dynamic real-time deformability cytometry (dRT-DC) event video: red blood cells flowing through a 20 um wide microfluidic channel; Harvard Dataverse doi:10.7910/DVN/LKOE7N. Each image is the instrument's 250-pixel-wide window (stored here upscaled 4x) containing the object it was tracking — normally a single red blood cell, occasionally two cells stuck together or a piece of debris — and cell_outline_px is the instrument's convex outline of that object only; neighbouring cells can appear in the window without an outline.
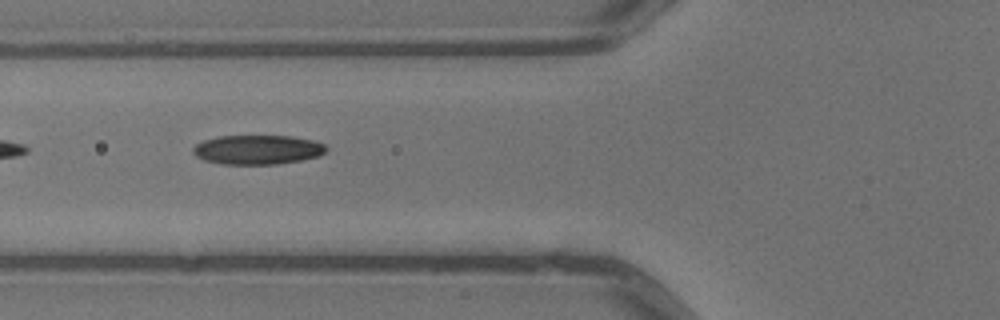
{"species": "common noctule bat (a hibernating species)", "species_latin": "Nyctalus noctula", "temperature_condition": "warm", "stored_images_in_passage": 7, "camera_frame_rate_fps": 3000, "um_per_image_px": 0.085, "animal": {"sex": "male", "body_mass_g": 13.3}, "frame": {"image": 1, "passage_image": 6, "time_ms": 1.667, "image_size_px": [1000, 320], "cell_outline_px": [[328, 148], [320, 156], [300, 160], [276, 164], [220, 164], [204, 160], [196, 156], [192, 152], [192, 148], [196, 144], [204, 140], [216, 136], [292, 136], [316, 140], [324, 144]], "centroid_in_image_um": [21.89, 12.72], "position_along_channel_um": 103.9, "area_um2": 22.95}}
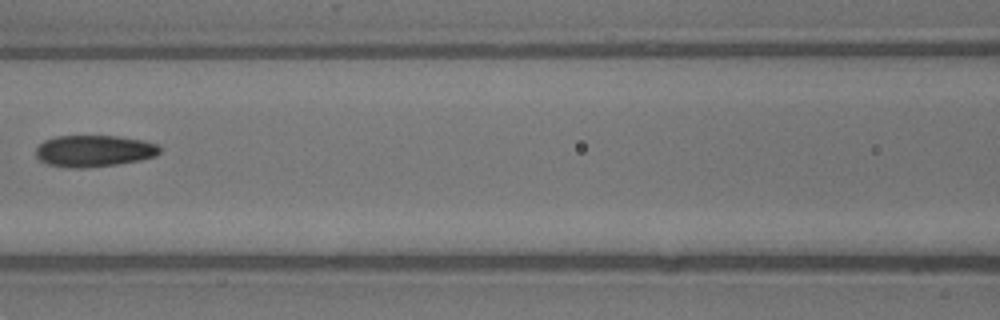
{"frame": {"image": 2, "passage_image": 7, "time_ms": 2.0, "image_size_px": [1000, 320], "cell_outline_px": [[160, 152], [156, 156], [140, 160], [116, 164], [84, 168], [68, 168], [48, 164], [40, 160], [36, 156], [36, 148], [44, 140], [56, 136], [116, 136], [144, 140], [160, 144]], "centroid_in_image_um": [8.01, 12.83], "position_along_channel_um": 158.6, "area_um2": 22.95}}